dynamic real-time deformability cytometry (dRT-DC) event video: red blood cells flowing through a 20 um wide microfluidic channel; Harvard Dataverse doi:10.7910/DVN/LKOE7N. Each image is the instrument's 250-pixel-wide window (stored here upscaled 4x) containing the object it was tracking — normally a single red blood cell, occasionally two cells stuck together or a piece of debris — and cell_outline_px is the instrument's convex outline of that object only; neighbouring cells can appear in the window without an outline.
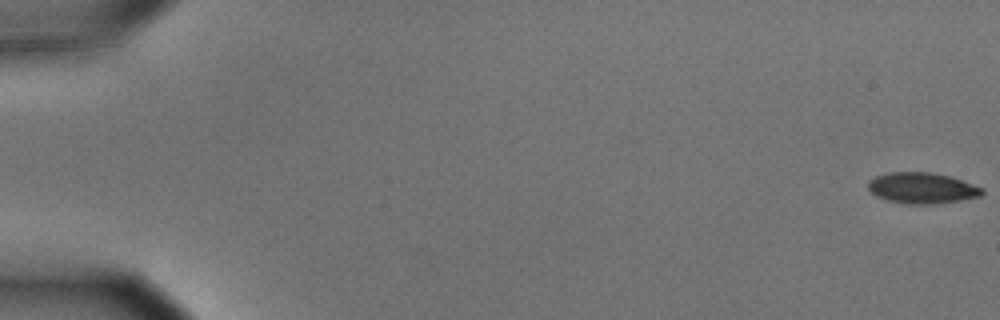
{"species": "common noctule bat (a hibernating species)", "species_latin": "Nyctalus noctula", "temperature_condition": "cold", "stored_images_in_passage": 57, "camera_frame_rate_fps": 3000, "um_per_image_px": 0.085, "animal": {"sex": "male", "body_mass_g": 15.6}, "frame": {"image": 1, "passage_image": 1, "time_ms": 0.0, "image_size_px": [1000, 320], "cell_outline_px": [[984, 192], [980, 196], [960, 200], [932, 204], [908, 204], [888, 200], [876, 196], [868, 188], [868, 180], [876, 176], [888, 172], [932, 172], [952, 176], [984, 188]], "centroid_in_image_um": [78.39, 15.97], "position_along_channel_um": 6.6, "area_um2": 20.63}}
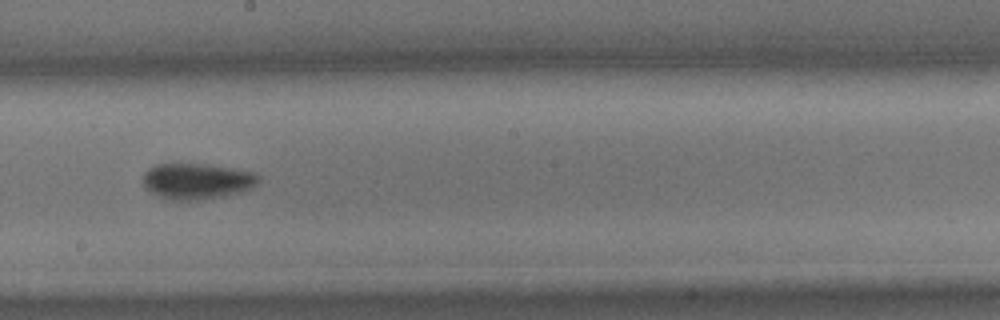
{"frame": {"image": 2, "passage_image": 33, "time_ms": 10.667, "image_size_px": [1000, 320], "cell_outline_px": [[260, 180], [256, 184], [244, 192], [204, 200], [168, 200], [152, 192], [144, 184], [144, 172], [148, 168], [156, 164], [208, 164], [256, 172], [260, 176]], "centroid_in_image_um": [16.79, 15.4], "position_along_channel_um": 231.4, "area_um2": 24.33}}
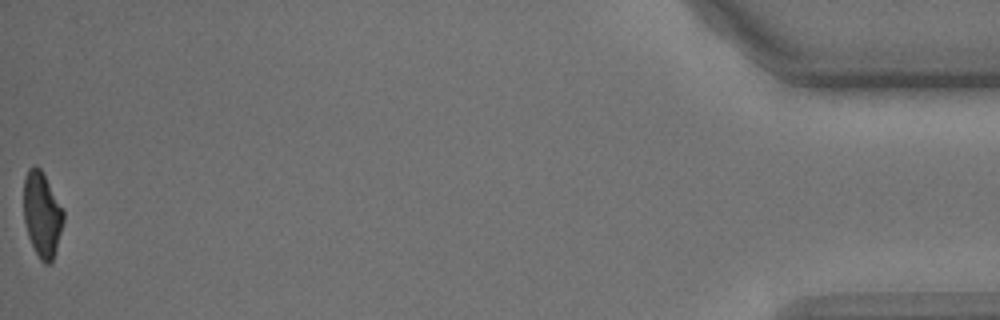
{"frame": {"image": 3, "passage_image": 57, "time_ms": 18.667, "image_size_px": [1000, 320], "cell_outline_px": [[64, 220], [56, 248], [52, 260], [48, 264], [44, 264], [40, 260], [28, 236], [24, 220], [24, 176], [28, 168], [32, 164], [36, 164], [40, 168], [64, 208]], "centroid_in_image_um": [3.57, 18.17], "position_along_channel_um": 431.6, "area_um2": 19.83}, "authors_computed_cell_mechanics": {"area_um2": 21.8484, "velocity_mm_per_s": 3.6274, "shape_relaxation_time_tau1_ms": 2.2044, "shape_relaxation_time_tau2_ms": null, "deformation_change_tau1": 0.1093, "deformation_change_tau2": null}}